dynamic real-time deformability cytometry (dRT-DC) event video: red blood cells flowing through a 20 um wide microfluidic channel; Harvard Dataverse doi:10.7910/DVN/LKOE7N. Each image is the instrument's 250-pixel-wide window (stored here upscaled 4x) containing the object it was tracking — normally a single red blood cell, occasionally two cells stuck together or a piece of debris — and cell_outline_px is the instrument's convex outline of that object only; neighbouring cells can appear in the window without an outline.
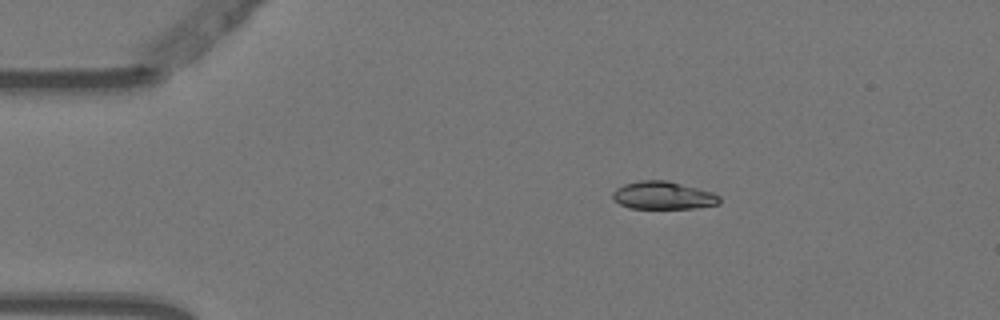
{"species": "Egyptian fruit bat (a non-hibernating species)", "species_latin": "Rousettus aegyptiacus", "temperature_condition": "warm", "stored_images_in_passage": 2, "camera_frame_rate_fps": 3000, "um_per_image_px": 0.085, "animal": {"sex": "female"}, "frame": {"image": 1, "passage_image": 1, "time_ms": 0.0, "image_size_px": [1000, 320], "cell_outline_px": [[720, 204], [696, 208], [628, 208], [612, 200], [612, 192], [616, 188], [624, 184], [640, 180], [668, 180], [712, 192], [720, 196]], "centroid_in_image_um": [56.35, 16.61], "position_along_channel_um": 28.7, "area_um2": 17.46}}